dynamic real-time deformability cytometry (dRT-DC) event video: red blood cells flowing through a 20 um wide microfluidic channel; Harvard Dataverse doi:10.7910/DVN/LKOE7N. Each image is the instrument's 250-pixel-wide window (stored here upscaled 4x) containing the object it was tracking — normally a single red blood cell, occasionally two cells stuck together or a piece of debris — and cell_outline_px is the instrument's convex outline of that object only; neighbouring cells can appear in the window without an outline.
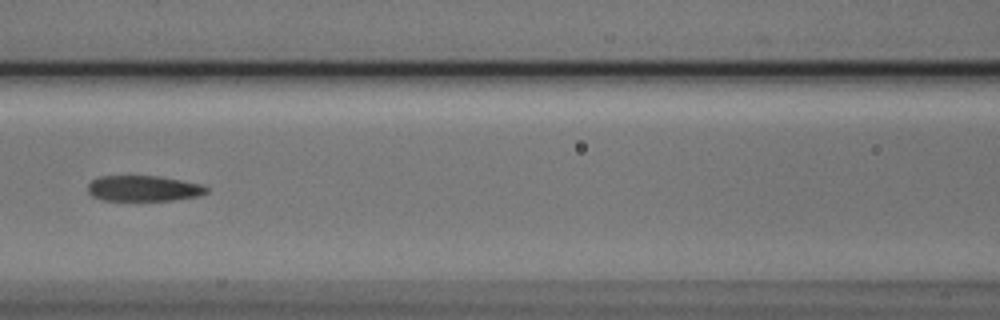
{"species": "Egyptian fruit bat (a non-hibernating species)", "species_latin": "Rousettus aegyptiacus", "temperature_condition": "cold", "stored_images_in_passage": 7, "camera_frame_rate_fps": 3000, "um_per_image_px": 0.085, "animal": {"sex": "male"}, "frame": {"image": 1, "passage_image": 7, "time_ms": 2.0, "image_size_px": [1000, 320], "cell_outline_px": [[208, 192], [200, 196], [172, 200], [104, 200], [92, 196], [88, 192], [88, 184], [92, 180], [100, 176], [160, 176], [204, 184], [208, 188]], "centroid_in_image_um": [12.24, 16.01], "position_along_channel_um": 154.4, "area_um2": 17.86}}